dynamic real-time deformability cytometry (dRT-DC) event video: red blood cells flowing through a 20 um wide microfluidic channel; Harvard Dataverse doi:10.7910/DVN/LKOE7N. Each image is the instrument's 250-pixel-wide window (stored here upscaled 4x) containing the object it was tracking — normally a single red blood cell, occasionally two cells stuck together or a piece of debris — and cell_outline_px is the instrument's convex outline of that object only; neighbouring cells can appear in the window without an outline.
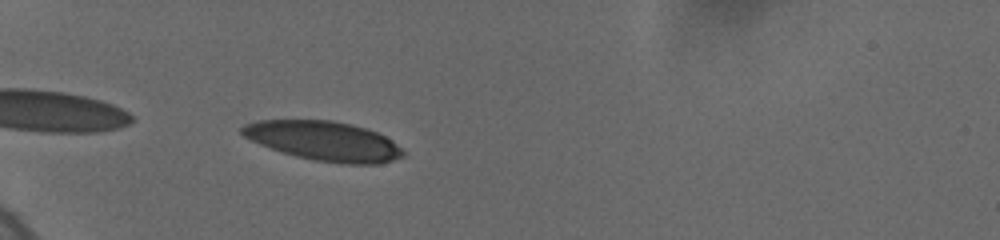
{"species": "human", "species_latin": "Homo sapiens", "temperature_condition": "cold", "stored_images_in_passage": 38, "camera_frame_rate_fps": 3000, "um_per_image_px": 0.085, "donor": {"sex": "female"}, "frame": {"image": 1, "passage_image": 3, "time_ms": 0.333, "image_size_px": [1000, 240], "cell_outline_px": [[404, 156], [380, 164], [344, 164], [316, 160], [296, 156], [260, 144], [244, 136], [240, 132], [240, 128], [244, 124], [256, 120], [332, 120], [352, 124], [368, 128], [392, 140], [404, 152]], "centroid_in_image_um": [27.54, 11.97], "position_along_channel_um": 57.5, "area_um2": 36.88}}
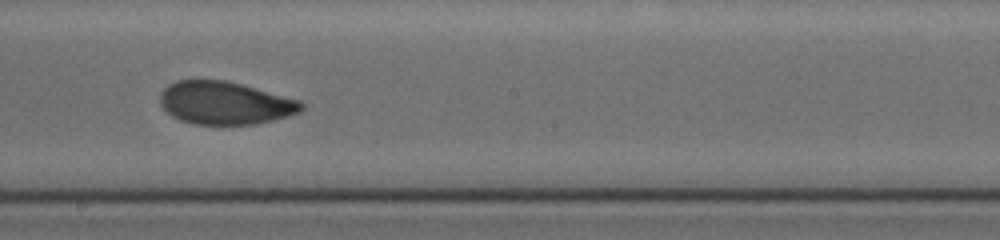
{"frame": {"image": 2, "passage_image": 23, "time_ms": 5.667, "image_size_px": [1000, 240], "cell_outline_px": [[304, 108], [300, 112], [288, 116], [256, 124], [192, 124], [180, 120], [172, 116], [160, 104], [160, 92], [168, 84], [176, 80], [224, 80], [240, 84], [300, 100], [304, 104]], "centroid_in_image_um": [19.11, 8.75], "position_along_channel_um": 229.1, "area_um2": 35.2}}
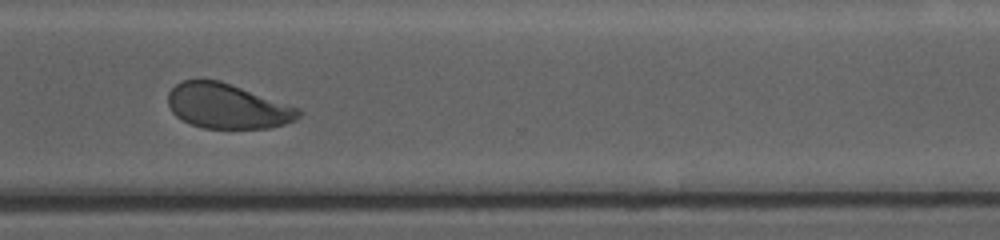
{"frame": {"image": 3, "passage_image": 36, "time_ms": 9.0, "image_size_px": [1000, 240], "cell_outline_px": [[300, 116], [296, 120], [284, 124], [268, 128], [204, 128], [192, 124], [176, 116], [172, 112], [168, 104], [168, 92], [176, 84], [184, 80], [220, 80], [300, 108]], "centroid_in_image_um": [19.33, 9.02], "position_along_channel_um": 351.3, "area_um2": 33.99}}